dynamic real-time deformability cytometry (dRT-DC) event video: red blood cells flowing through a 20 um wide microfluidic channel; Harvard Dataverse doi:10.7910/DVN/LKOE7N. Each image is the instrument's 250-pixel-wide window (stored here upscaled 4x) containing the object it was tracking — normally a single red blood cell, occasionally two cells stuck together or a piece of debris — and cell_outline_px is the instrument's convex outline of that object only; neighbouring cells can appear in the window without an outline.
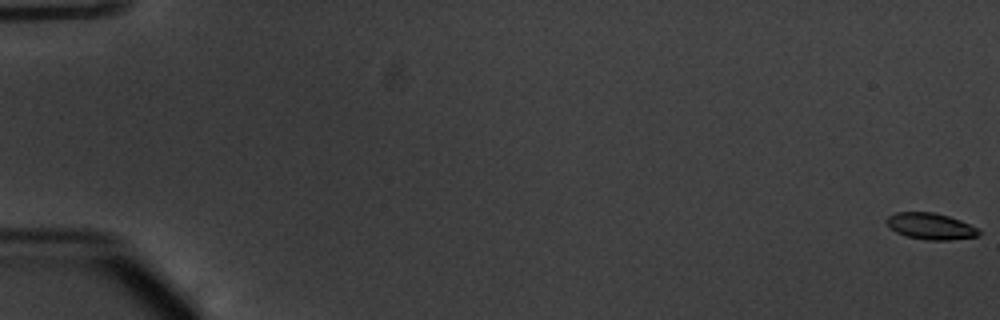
{"species": "common noctule bat (a hibernating species)", "species_latin": "Nyctalus noctula", "temperature_condition": "warm", "stored_images_in_passage": 55, "camera_frame_rate_fps": 3000, "um_per_image_px": 0.085, "animal": {"sex": "male", "body_mass_g": 20.1, "forearm_length_mm": 53.5}, "frame": {"image": 1, "passage_image": 1, "time_ms": 0.0, "image_size_px": [1000, 320], "cell_outline_px": [[980, 236], [948, 240], [924, 240], [904, 236], [896, 232], [884, 220], [888, 216], [896, 212], [932, 212], [948, 216], [960, 220], [976, 228], [980, 232]], "centroid_in_image_um": [79.07, 19.23], "position_along_channel_um": 5.9, "area_um2": 14.16}}
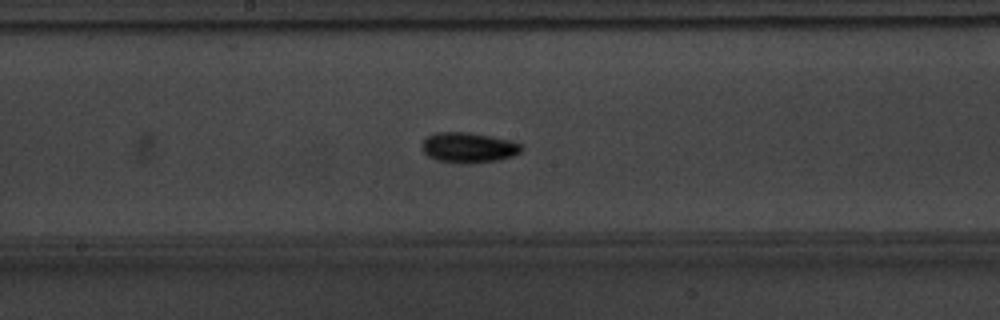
{"frame": {"image": 2, "passage_image": 31, "time_ms": 10.0, "image_size_px": [1000, 320], "cell_outline_px": [[524, 148], [520, 152], [512, 156], [500, 160], [468, 164], [460, 164], [436, 160], [428, 156], [420, 148], [420, 144], [428, 136], [436, 132], [468, 132], [492, 136], [512, 140], [520, 144]], "centroid_in_image_um": [39.82, 12.55], "position_along_channel_um": 208.4, "area_um2": 17.92}}
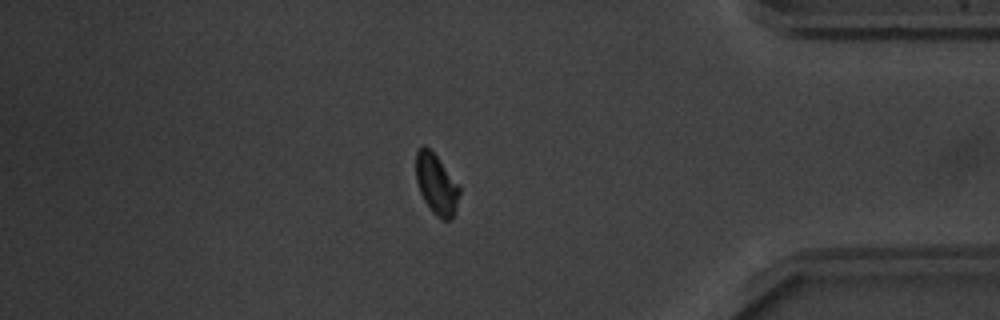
{"frame": {"image": 3, "passage_image": 48, "time_ms": 15.667, "image_size_px": [1000, 320], "cell_outline_px": [[460, 192], [456, 208], [452, 216], [448, 220], [440, 220], [432, 212], [424, 200], [420, 192], [416, 180], [416, 152], [424, 144], [436, 156], [460, 188]], "centroid_in_image_um": [37.07, 15.69], "position_along_channel_um": 398.1, "area_um2": 14.97}, "authors_computed_cell_mechanics": {"area_um2": 15.2014, "velocity_mm_per_s": 3.8159, "shape_relaxation_time_tau1_ms": 2.527, "shape_relaxation_time_tau2_ms": null, "deformation_change_tau1": 0.0915, "deformation_change_tau2": null}}